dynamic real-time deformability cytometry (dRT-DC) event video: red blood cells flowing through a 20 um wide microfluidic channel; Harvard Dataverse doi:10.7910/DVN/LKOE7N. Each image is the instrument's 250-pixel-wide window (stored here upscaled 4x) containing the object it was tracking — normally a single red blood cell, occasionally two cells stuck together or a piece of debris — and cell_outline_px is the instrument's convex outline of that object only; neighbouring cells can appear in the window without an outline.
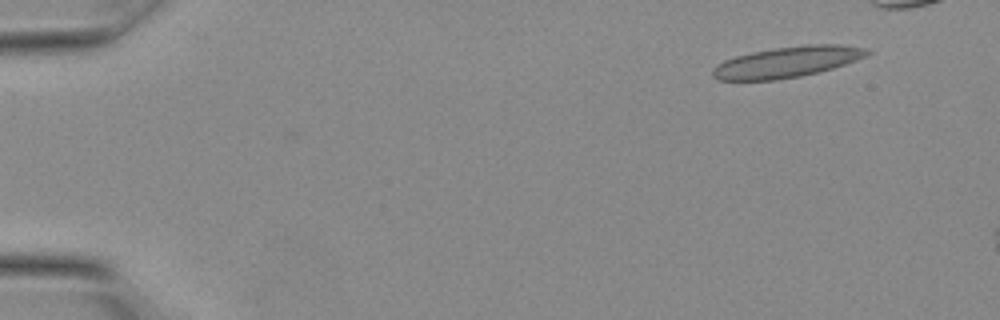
{"species": "Egyptian fruit bat (a non-hibernating species)", "species_latin": "Rousettus aegyptiacus", "temperature_condition": "warm", "stored_images_in_passage": 13, "camera_frame_rate_fps": 3000, "um_per_image_px": 0.085, "animal": {"sex": "female"}, "frame": {"image": 1, "passage_image": 3, "time_ms": 0.667, "image_size_px": [1000, 320], "cell_outline_px": [[872, 52], [856, 60], [820, 72], [800, 76], [776, 80], [716, 80], [712, 76], [712, 68], [724, 60], [736, 56], [752, 52], [772, 48], [804, 44], [840, 44], [864, 48]], "centroid_in_image_um": [66.87, 5.27], "position_along_channel_um": 18.1, "area_um2": 27.8}}
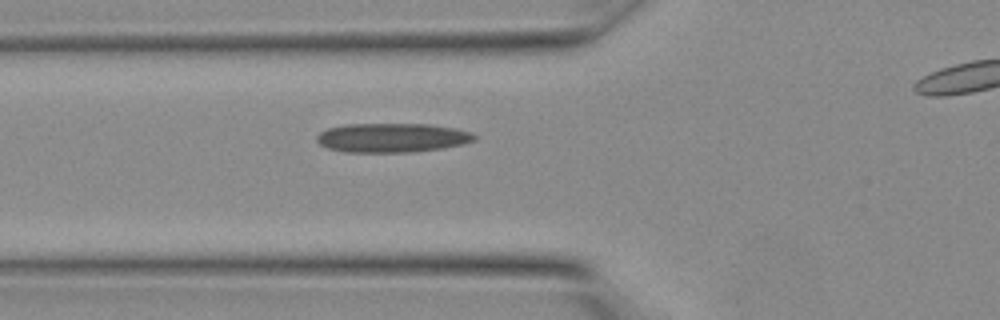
{"frame": {"image": 2, "passage_image": 11, "time_ms": 3.333, "image_size_px": [1000, 320], "cell_outline_px": [[476, 140], [464, 144], [440, 148], [412, 152], [344, 152], [328, 148], [320, 144], [316, 140], [316, 136], [320, 132], [328, 128], [348, 124], [428, 124], [452, 128], [472, 132], [476, 136]], "centroid_in_image_um": [33.32, 11.71], "position_along_channel_um": 92.5, "area_um2": 26.76}}
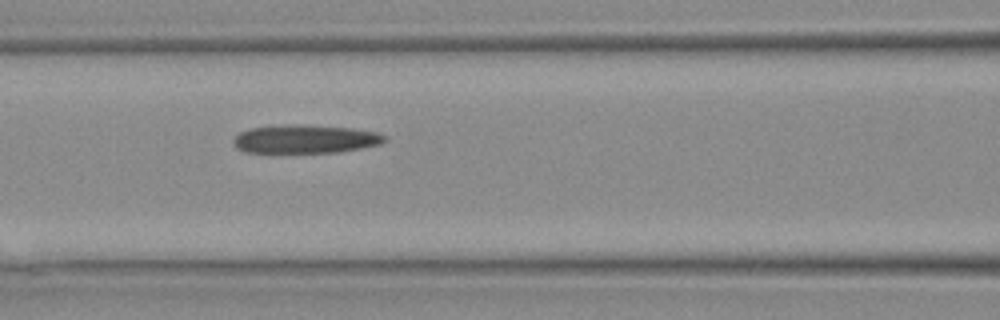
{"frame": {"image": 3, "passage_image": 13, "time_ms": 4.0, "image_size_px": [1000, 320], "cell_outline_px": [[388, 140], [380, 144], [340, 152], [272, 156], [244, 152], [236, 148], [232, 144], [232, 140], [240, 132], [252, 128], [292, 124], [352, 128], [376, 132], [388, 136]], "centroid_in_image_um": [25.87, 11.89], "position_along_channel_um": 140.7, "area_um2": 26.36}}